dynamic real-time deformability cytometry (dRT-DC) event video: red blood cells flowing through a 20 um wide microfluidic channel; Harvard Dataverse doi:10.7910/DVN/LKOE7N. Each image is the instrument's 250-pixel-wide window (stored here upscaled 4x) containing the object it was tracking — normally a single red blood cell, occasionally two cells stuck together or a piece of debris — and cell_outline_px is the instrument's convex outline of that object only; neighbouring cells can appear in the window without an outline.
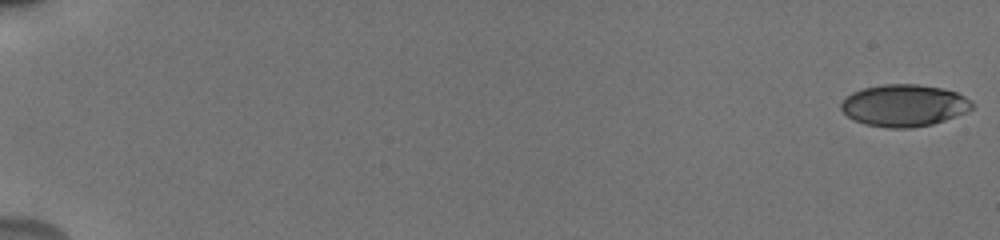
{"species": "human", "species_latin": "Homo sapiens", "temperature_condition": "cold", "stored_images_in_passage": 56, "camera_frame_rate_fps": 3000, "um_per_image_px": 0.085, "donor": {"sex": "male"}, "frame": {"image": 1, "passage_image": 1, "time_ms": 0.0, "image_size_px": [1000, 240], "cell_outline_px": [[972, 108], [964, 112], [944, 120], [932, 124], [912, 128], [888, 128], [864, 124], [848, 116], [840, 108], [840, 104], [852, 92], [864, 88], [884, 84], [916, 84], [940, 88], [956, 92], [972, 100]], "centroid_in_image_um": [76.83, 8.96], "position_along_channel_um": 8.2, "area_um2": 31.73}}
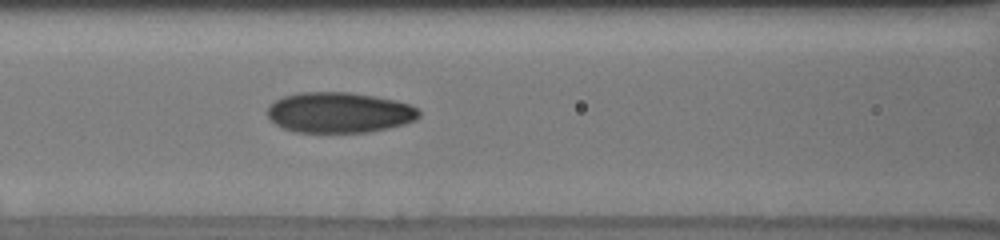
{"frame": {"image": 2, "passage_image": 27, "time_ms": 8.667, "image_size_px": [1000, 240], "cell_outline_px": [[420, 116], [416, 120], [404, 124], [388, 128], [368, 132], [296, 132], [284, 128], [276, 124], [268, 116], [268, 108], [276, 100], [284, 96], [300, 92], [348, 92], [396, 100], [408, 104], [416, 108], [420, 112]], "centroid_in_image_um": [28.85, 9.57], "position_along_channel_um": 137.7, "area_um2": 35.6}}
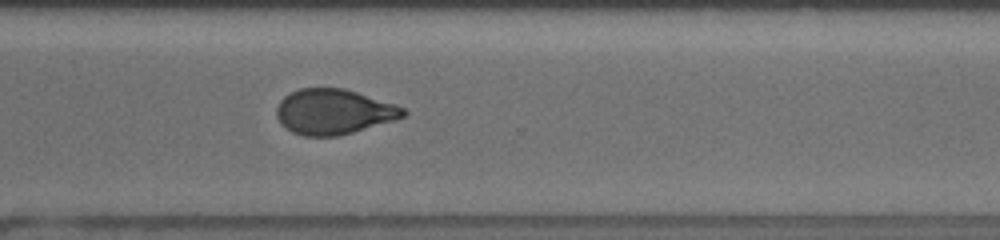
{"frame": {"image": 3, "passage_image": 43, "time_ms": 14.0, "image_size_px": [1000, 240], "cell_outline_px": [[408, 112], [404, 116], [392, 120], [352, 132], [336, 136], [304, 136], [292, 132], [280, 124], [276, 116], [276, 108], [280, 100], [284, 96], [300, 88], [344, 88], [404, 108]], "centroid_in_image_um": [28.29, 9.5], "position_along_channel_um": 342.3, "area_um2": 32.95}, "authors_computed_cell_mechanics": {"area_um2": 33.5818, "velocity_mm_per_s": 3.8412, "shape_relaxation_time_tau1_ms": 7.0123, "shape_relaxation_time_tau2_ms": 1.4634, "deformation_change_tau1": 0.1729, "deformation_change_tau2": 0.0698}}